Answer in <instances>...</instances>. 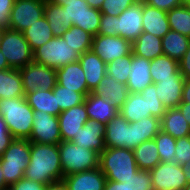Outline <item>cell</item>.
<instances>
[{"label": "cell", "mask_w": 190, "mask_h": 190, "mask_svg": "<svg viewBox=\"0 0 190 190\" xmlns=\"http://www.w3.org/2000/svg\"><path fill=\"white\" fill-rule=\"evenodd\" d=\"M24 177L44 185L63 180L59 144L31 142L30 162Z\"/></svg>", "instance_id": "1"}, {"label": "cell", "mask_w": 190, "mask_h": 190, "mask_svg": "<svg viewBox=\"0 0 190 190\" xmlns=\"http://www.w3.org/2000/svg\"><path fill=\"white\" fill-rule=\"evenodd\" d=\"M34 110L25 96L0 99V116L15 139H28L32 132Z\"/></svg>", "instance_id": "2"}, {"label": "cell", "mask_w": 190, "mask_h": 190, "mask_svg": "<svg viewBox=\"0 0 190 190\" xmlns=\"http://www.w3.org/2000/svg\"><path fill=\"white\" fill-rule=\"evenodd\" d=\"M165 110L166 108L156 96V85L152 83L141 93H129L126 102L119 109V113L129 123H134L148 116L161 119Z\"/></svg>", "instance_id": "3"}, {"label": "cell", "mask_w": 190, "mask_h": 190, "mask_svg": "<svg viewBox=\"0 0 190 190\" xmlns=\"http://www.w3.org/2000/svg\"><path fill=\"white\" fill-rule=\"evenodd\" d=\"M99 168L107 180L121 183L139 170L133 150L126 148H105L100 153Z\"/></svg>", "instance_id": "4"}, {"label": "cell", "mask_w": 190, "mask_h": 190, "mask_svg": "<svg viewBox=\"0 0 190 190\" xmlns=\"http://www.w3.org/2000/svg\"><path fill=\"white\" fill-rule=\"evenodd\" d=\"M31 142L28 139H14L0 158L5 183L10 186L24 177L30 162Z\"/></svg>", "instance_id": "5"}, {"label": "cell", "mask_w": 190, "mask_h": 190, "mask_svg": "<svg viewBox=\"0 0 190 190\" xmlns=\"http://www.w3.org/2000/svg\"><path fill=\"white\" fill-rule=\"evenodd\" d=\"M59 155L63 177L99 167L98 152L77 146L71 141L59 143Z\"/></svg>", "instance_id": "6"}, {"label": "cell", "mask_w": 190, "mask_h": 190, "mask_svg": "<svg viewBox=\"0 0 190 190\" xmlns=\"http://www.w3.org/2000/svg\"><path fill=\"white\" fill-rule=\"evenodd\" d=\"M80 54L76 52L63 37H53L51 40L33 52V61L53 69L77 62Z\"/></svg>", "instance_id": "7"}, {"label": "cell", "mask_w": 190, "mask_h": 190, "mask_svg": "<svg viewBox=\"0 0 190 190\" xmlns=\"http://www.w3.org/2000/svg\"><path fill=\"white\" fill-rule=\"evenodd\" d=\"M0 50L12 69H20L33 61V51L23 33L4 28L0 40Z\"/></svg>", "instance_id": "8"}, {"label": "cell", "mask_w": 190, "mask_h": 190, "mask_svg": "<svg viewBox=\"0 0 190 190\" xmlns=\"http://www.w3.org/2000/svg\"><path fill=\"white\" fill-rule=\"evenodd\" d=\"M25 94L35 90H51L57 84L56 69L34 61L19 69Z\"/></svg>", "instance_id": "9"}, {"label": "cell", "mask_w": 190, "mask_h": 190, "mask_svg": "<svg viewBox=\"0 0 190 190\" xmlns=\"http://www.w3.org/2000/svg\"><path fill=\"white\" fill-rule=\"evenodd\" d=\"M45 2L41 0H15L8 28L23 32L44 17Z\"/></svg>", "instance_id": "10"}, {"label": "cell", "mask_w": 190, "mask_h": 190, "mask_svg": "<svg viewBox=\"0 0 190 190\" xmlns=\"http://www.w3.org/2000/svg\"><path fill=\"white\" fill-rule=\"evenodd\" d=\"M149 172L154 190H183L188 184L183 167L175 162H160Z\"/></svg>", "instance_id": "11"}, {"label": "cell", "mask_w": 190, "mask_h": 190, "mask_svg": "<svg viewBox=\"0 0 190 190\" xmlns=\"http://www.w3.org/2000/svg\"><path fill=\"white\" fill-rule=\"evenodd\" d=\"M32 132L28 140L42 144L58 145L61 141L59 119L44 111H34Z\"/></svg>", "instance_id": "12"}, {"label": "cell", "mask_w": 190, "mask_h": 190, "mask_svg": "<svg viewBox=\"0 0 190 190\" xmlns=\"http://www.w3.org/2000/svg\"><path fill=\"white\" fill-rule=\"evenodd\" d=\"M91 50L106 64L132 52V43L120 36H93Z\"/></svg>", "instance_id": "13"}, {"label": "cell", "mask_w": 190, "mask_h": 190, "mask_svg": "<svg viewBox=\"0 0 190 190\" xmlns=\"http://www.w3.org/2000/svg\"><path fill=\"white\" fill-rule=\"evenodd\" d=\"M104 144L106 148L134 149L133 127L120 113L105 125Z\"/></svg>", "instance_id": "14"}, {"label": "cell", "mask_w": 190, "mask_h": 190, "mask_svg": "<svg viewBox=\"0 0 190 190\" xmlns=\"http://www.w3.org/2000/svg\"><path fill=\"white\" fill-rule=\"evenodd\" d=\"M143 3H135L117 16L116 36L133 43L143 33Z\"/></svg>", "instance_id": "15"}, {"label": "cell", "mask_w": 190, "mask_h": 190, "mask_svg": "<svg viewBox=\"0 0 190 190\" xmlns=\"http://www.w3.org/2000/svg\"><path fill=\"white\" fill-rule=\"evenodd\" d=\"M58 119L62 141H72L80 128L89 121L85 103L62 111L58 115Z\"/></svg>", "instance_id": "16"}, {"label": "cell", "mask_w": 190, "mask_h": 190, "mask_svg": "<svg viewBox=\"0 0 190 190\" xmlns=\"http://www.w3.org/2000/svg\"><path fill=\"white\" fill-rule=\"evenodd\" d=\"M184 77L178 71L171 78L160 79L156 85V96L166 109L177 108L182 100Z\"/></svg>", "instance_id": "17"}, {"label": "cell", "mask_w": 190, "mask_h": 190, "mask_svg": "<svg viewBox=\"0 0 190 190\" xmlns=\"http://www.w3.org/2000/svg\"><path fill=\"white\" fill-rule=\"evenodd\" d=\"M105 125L99 121H87L72 139L77 146L88 148L99 154L106 148L104 144Z\"/></svg>", "instance_id": "18"}, {"label": "cell", "mask_w": 190, "mask_h": 190, "mask_svg": "<svg viewBox=\"0 0 190 190\" xmlns=\"http://www.w3.org/2000/svg\"><path fill=\"white\" fill-rule=\"evenodd\" d=\"M106 181L99 167L63 177L68 190H104Z\"/></svg>", "instance_id": "19"}, {"label": "cell", "mask_w": 190, "mask_h": 190, "mask_svg": "<svg viewBox=\"0 0 190 190\" xmlns=\"http://www.w3.org/2000/svg\"><path fill=\"white\" fill-rule=\"evenodd\" d=\"M57 83L81 94H89L85 74L79 61L67 64L56 70Z\"/></svg>", "instance_id": "20"}, {"label": "cell", "mask_w": 190, "mask_h": 190, "mask_svg": "<svg viewBox=\"0 0 190 190\" xmlns=\"http://www.w3.org/2000/svg\"><path fill=\"white\" fill-rule=\"evenodd\" d=\"M151 61L132 53L130 75L127 88L129 93H141L145 87L151 85L153 80L150 75Z\"/></svg>", "instance_id": "21"}, {"label": "cell", "mask_w": 190, "mask_h": 190, "mask_svg": "<svg viewBox=\"0 0 190 190\" xmlns=\"http://www.w3.org/2000/svg\"><path fill=\"white\" fill-rule=\"evenodd\" d=\"M78 61L85 74L87 87L93 92L106 74V63L92 50L81 54Z\"/></svg>", "instance_id": "22"}, {"label": "cell", "mask_w": 190, "mask_h": 190, "mask_svg": "<svg viewBox=\"0 0 190 190\" xmlns=\"http://www.w3.org/2000/svg\"><path fill=\"white\" fill-rule=\"evenodd\" d=\"M142 19L143 32L162 38L170 31L167 12L163 10L143 3Z\"/></svg>", "instance_id": "23"}, {"label": "cell", "mask_w": 190, "mask_h": 190, "mask_svg": "<svg viewBox=\"0 0 190 190\" xmlns=\"http://www.w3.org/2000/svg\"><path fill=\"white\" fill-rule=\"evenodd\" d=\"M93 93L109 100L116 108L120 109L129 95L127 85L118 82L105 74Z\"/></svg>", "instance_id": "24"}, {"label": "cell", "mask_w": 190, "mask_h": 190, "mask_svg": "<svg viewBox=\"0 0 190 190\" xmlns=\"http://www.w3.org/2000/svg\"><path fill=\"white\" fill-rule=\"evenodd\" d=\"M85 105L89 120L99 121L106 125L113 117L119 113L109 100L90 92L85 98Z\"/></svg>", "instance_id": "25"}, {"label": "cell", "mask_w": 190, "mask_h": 190, "mask_svg": "<svg viewBox=\"0 0 190 190\" xmlns=\"http://www.w3.org/2000/svg\"><path fill=\"white\" fill-rule=\"evenodd\" d=\"M161 130L175 139L190 136V125L178 108L165 110L161 118Z\"/></svg>", "instance_id": "26"}, {"label": "cell", "mask_w": 190, "mask_h": 190, "mask_svg": "<svg viewBox=\"0 0 190 190\" xmlns=\"http://www.w3.org/2000/svg\"><path fill=\"white\" fill-rule=\"evenodd\" d=\"M25 96L22 76L19 69L0 71V99H12Z\"/></svg>", "instance_id": "27"}, {"label": "cell", "mask_w": 190, "mask_h": 190, "mask_svg": "<svg viewBox=\"0 0 190 190\" xmlns=\"http://www.w3.org/2000/svg\"><path fill=\"white\" fill-rule=\"evenodd\" d=\"M25 100L34 111H44L58 117L62 112L57 105L56 95L51 90H35L25 94Z\"/></svg>", "instance_id": "28"}, {"label": "cell", "mask_w": 190, "mask_h": 190, "mask_svg": "<svg viewBox=\"0 0 190 190\" xmlns=\"http://www.w3.org/2000/svg\"><path fill=\"white\" fill-rule=\"evenodd\" d=\"M162 38L151 33L143 32L133 43L132 53L135 56L143 57L152 61L156 57L163 55Z\"/></svg>", "instance_id": "29"}, {"label": "cell", "mask_w": 190, "mask_h": 190, "mask_svg": "<svg viewBox=\"0 0 190 190\" xmlns=\"http://www.w3.org/2000/svg\"><path fill=\"white\" fill-rule=\"evenodd\" d=\"M161 44L163 54L179 62L189 47L190 38L170 30L162 37Z\"/></svg>", "instance_id": "30"}, {"label": "cell", "mask_w": 190, "mask_h": 190, "mask_svg": "<svg viewBox=\"0 0 190 190\" xmlns=\"http://www.w3.org/2000/svg\"><path fill=\"white\" fill-rule=\"evenodd\" d=\"M136 165L141 170H151L161 162L155 140H147L133 149Z\"/></svg>", "instance_id": "31"}, {"label": "cell", "mask_w": 190, "mask_h": 190, "mask_svg": "<svg viewBox=\"0 0 190 190\" xmlns=\"http://www.w3.org/2000/svg\"><path fill=\"white\" fill-rule=\"evenodd\" d=\"M22 33L33 52L54 37L45 17L31 24Z\"/></svg>", "instance_id": "32"}, {"label": "cell", "mask_w": 190, "mask_h": 190, "mask_svg": "<svg viewBox=\"0 0 190 190\" xmlns=\"http://www.w3.org/2000/svg\"><path fill=\"white\" fill-rule=\"evenodd\" d=\"M133 127L134 145H140L142 142L152 140L161 131V119L148 116L131 123Z\"/></svg>", "instance_id": "33"}, {"label": "cell", "mask_w": 190, "mask_h": 190, "mask_svg": "<svg viewBox=\"0 0 190 190\" xmlns=\"http://www.w3.org/2000/svg\"><path fill=\"white\" fill-rule=\"evenodd\" d=\"M44 17L48 21L54 37H61L73 26V24L66 23L64 8L51 2H45Z\"/></svg>", "instance_id": "34"}, {"label": "cell", "mask_w": 190, "mask_h": 190, "mask_svg": "<svg viewBox=\"0 0 190 190\" xmlns=\"http://www.w3.org/2000/svg\"><path fill=\"white\" fill-rule=\"evenodd\" d=\"M178 71L179 62L167 55H160L151 61L150 75L154 84L159 82L160 79L171 78Z\"/></svg>", "instance_id": "35"}, {"label": "cell", "mask_w": 190, "mask_h": 190, "mask_svg": "<svg viewBox=\"0 0 190 190\" xmlns=\"http://www.w3.org/2000/svg\"><path fill=\"white\" fill-rule=\"evenodd\" d=\"M170 30L190 38V7L182 4L167 12Z\"/></svg>", "instance_id": "36"}, {"label": "cell", "mask_w": 190, "mask_h": 190, "mask_svg": "<svg viewBox=\"0 0 190 190\" xmlns=\"http://www.w3.org/2000/svg\"><path fill=\"white\" fill-rule=\"evenodd\" d=\"M62 37L80 55L91 50L93 35L77 26L73 25Z\"/></svg>", "instance_id": "37"}, {"label": "cell", "mask_w": 190, "mask_h": 190, "mask_svg": "<svg viewBox=\"0 0 190 190\" xmlns=\"http://www.w3.org/2000/svg\"><path fill=\"white\" fill-rule=\"evenodd\" d=\"M54 95H56L57 105H59L60 110L64 111L77 106L85 102V98L88 94H81L76 91L67 89L59 85L58 83L52 89Z\"/></svg>", "instance_id": "38"}, {"label": "cell", "mask_w": 190, "mask_h": 190, "mask_svg": "<svg viewBox=\"0 0 190 190\" xmlns=\"http://www.w3.org/2000/svg\"><path fill=\"white\" fill-rule=\"evenodd\" d=\"M132 62V52L124 57L117 58L116 60L106 64L107 76L114 78L118 82L127 84L130 75Z\"/></svg>", "instance_id": "39"}, {"label": "cell", "mask_w": 190, "mask_h": 190, "mask_svg": "<svg viewBox=\"0 0 190 190\" xmlns=\"http://www.w3.org/2000/svg\"><path fill=\"white\" fill-rule=\"evenodd\" d=\"M62 7L65 10L66 23L82 29L84 13L89 4L85 0H66Z\"/></svg>", "instance_id": "40"}, {"label": "cell", "mask_w": 190, "mask_h": 190, "mask_svg": "<svg viewBox=\"0 0 190 190\" xmlns=\"http://www.w3.org/2000/svg\"><path fill=\"white\" fill-rule=\"evenodd\" d=\"M161 162H173L176 139L162 130L154 137Z\"/></svg>", "instance_id": "41"}, {"label": "cell", "mask_w": 190, "mask_h": 190, "mask_svg": "<svg viewBox=\"0 0 190 190\" xmlns=\"http://www.w3.org/2000/svg\"><path fill=\"white\" fill-rule=\"evenodd\" d=\"M101 11L97 8L88 7L84 13L83 26L84 31L89 32L91 35H98L100 28Z\"/></svg>", "instance_id": "42"}, {"label": "cell", "mask_w": 190, "mask_h": 190, "mask_svg": "<svg viewBox=\"0 0 190 190\" xmlns=\"http://www.w3.org/2000/svg\"><path fill=\"white\" fill-rule=\"evenodd\" d=\"M175 148L173 162L180 166L190 162V136L177 138Z\"/></svg>", "instance_id": "43"}, {"label": "cell", "mask_w": 190, "mask_h": 190, "mask_svg": "<svg viewBox=\"0 0 190 190\" xmlns=\"http://www.w3.org/2000/svg\"><path fill=\"white\" fill-rule=\"evenodd\" d=\"M133 0H104L100 7L102 14L119 16L121 12L134 5Z\"/></svg>", "instance_id": "44"}, {"label": "cell", "mask_w": 190, "mask_h": 190, "mask_svg": "<svg viewBox=\"0 0 190 190\" xmlns=\"http://www.w3.org/2000/svg\"><path fill=\"white\" fill-rule=\"evenodd\" d=\"M132 189L154 190L149 170L139 169L138 171H136L135 175L132 176Z\"/></svg>", "instance_id": "45"}, {"label": "cell", "mask_w": 190, "mask_h": 190, "mask_svg": "<svg viewBox=\"0 0 190 190\" xmlns=\"http://www.w3.org/2000/svg\"><path fill=\"white\" fill-rule=\"evenodd\" d=\"M116 20L117 16L113 17L112 15L102 14L98 34L105 36H116Z\"/></svg>", "instance_id": "46"}, {"label": "cell", "mask_w": 190, "mask_h": 190, "mask_svg": "<svg viewBox=\"0 0 190 190\" xmlns=\"http://www.w3.org/2000/svg\"><path fill=\"white\" fill-rule=\"evenodd\" d=\"M45 188L46 185L23 177L10 185L8 190H45Z\"/></svg>", "instance_id": "47"}, {"label": "cell", "mask_w": 190, "mask_h": 190, "mask_svg": "<svg viewBox=\"0 0 190 190\" xmlns=\"http://www.w3.org/2000/svg\"><path fill=\"white\" fill-rule=\"evenodd\" d=\"M15 138L9 132L6 123L0 116V158Z\"/></svg>", "instance_id": "48"}, {"label": "cell", "mask_w": 190, "mask_h": 190, "mask_svg": "<svg viewBox=\"0 0 190 190\" xmlns=\"http://www.w3.org/2000/svg\"><path fill=\"white\" fill-rule=\"evenodd\" d=\"M14 1L15 0H0V27L8 28Z\"/></svg>", "instance_id": "49"}, {"label": "cell", "mask_w": 190, "mask_h": 190, "mask_svg": "<svg viewBox=\"0 0 190 190\" xmlns=\"http://www.w3.org/2000/svg\"><path fill=\"white\" fill-rule=\"evenodd\" d=\"M144 3L165 12H169L171 9L181 6L183 0H145Z\"/></svg>", "instance_id": "50"}, {"label": "cell", "mask_w": 190, "mask_h": 190, "mask_svg": "<svg viewBox=\"0 0 190 190\" xmlns=\"http://www.w3.org/2000/svg\"><path fill=\"white\" fill-rule=\"evenodd\" d=\"M104 190H133L132 177L129 178L128 180H125V182L123 183L107 180L105 183Z\"/></svg>", "instance_id": "51"}, {"label": "cell", "mask_w": 190, "mask_h": 190, "mask_svg": "<svg viewBox=\"0 0 190 190\" xmlns=\"http://www.w3.org/2000/svg\"><path fill=\"white\" fill-rule=\"evenodd\" d=\"M179 71L184 79H190V44L186 53L179 61Z\"/></svg>", "instance_id": "52"}, {"label": "cell", "mask_w": 190, "mask_h": 190, "mask_svg": "<svg viewBox=\"0 0 190 190\" xmlns=\"http://www.w3.org/2000/svg\"><path fill=\"white\" fill-rule=\"evenodd\" d=\"M181 103H190V79H185Z\"/></svg>", "instance_id": "53"}, {"label": "cell", "mask_w": 190, "mask_h": 190, "mask_svg": "<svg viewBox=\"0 0 190 190\" xmlns=\"http://www.w3.org/2000/svg\"><path fill=\"white\" fill-rule=\"evenodd\" d=\"M190 125V103H180L177 107Z\"/></svg>", "instance_id": "54"}, {"label": "cell", "mask_w": 190, "mask_h": 190, "mask_svg": "<svg viewBox=\"0 0 190 190\" xmlns=\"http://www.w3.org/2000/svg\"><path fill=\"white\" fill-rule=\"evenodd\" d=\"M45 190H68L66 184L62 181H57L47 184Z\"/></svg>", "instance_id": "55"}, {"label": "cell", "mask_w": 190, "mask_h": 190, "mask_svg": "<svg viewBox=\"0 0 190 190\" xmlns=\"http://www.w3.org/2000/svg\"><path fill=\"white\" fill-rule=\"evenodd\" d=\"M4 69H10V66L7 63V60L3 55L2 51L0 50V71Z\"/></svg>", "instance_id": "56"}, {"label": "cell", "mask_w": 190, "mask_h": 190, "mask_svg": "<svg viewBox=\"0 0 190 190\" xmlns=\"http://www.w3.org/2000/svg\"><path fill=\"white\" fill-rule=\"evenodd\" d=\"M90 7L100 9L104 0H85Z\"/></svg>", "instance_id": "57"}, {"label": "cell", "mask_w": 190, "mask_h": 190, "mask_svg": "<svg viewBox=\"0 0 190 190\" xmlns=\"http://www.w3.org/2000/svg\"><path fill=\"white\" fill-rule=\"evenodd\" d=\"M183 167V173L186 177V180L188 183H190V162H188L187 164H185Z\"/></svg>", "instance_id": "58"}, {"label": "cell", "mask_w": 190, "mask_h": 190, "mask_svg": "<svg viewBox=\"0 0 190 190\" xmlns=\"http://www.w3.org/2000/svg\"><path fill=\"white\" fill-rule=\"evenodd\" d=\"M8 189H9V186L4 181V176H3L2 168L0 165V190H8Z\"/></svg>", "instance_id": "59"}, {"label": "cell", "mask_w": 190, "mask_h": 190, "mask_svg": "<svg viewBox=\"0 0 190 190\" xmlns=\"http://www.w3.org/2000/svg\"><path fill=\"white\" fill-rule=\"evenodd\" d=\"M66 0H46V2H51L56 5L62 6Z\"/></svg>", "instance_id": "60"}, {"label": "cell", "mask_w": 190, "mask_h": 190, "mask_svg": "<svg viewBox=\"0 0 190 190\" xmlns=\"http://www.w3.org/2000/svg\"><path fill=\"white\" fill-rule=\"evenodd\" d=\"M183 4L187 5L190 7V0H183Z\"/></svg>", "instance_id": "61"}, {"label": "cell", "mask_w": 190, "mask_h": 190, "mask_svg": "<svg viewBox=\"0 0 190 190\" xmlns=\"http://www.w3.org/2000/svg\"><path fill=\"white\" fill-rule=\"evenodd\" d=\"M183 190H190V183H188Z\"/></svg>", "instance_id": "62"}, {"label": "cell", "mask_w": 190, "mask_h": 190, "mask_svg": "<svg viewBox=\"0 0 190 190\" xmlns=\"http://www.w3.org/2000/svg\"><path fill=\"white\" fill-rule=\"evenodd\" d=\"M135 3H144L145 0H133Z\"/></svg>", "instance_id": "63"}, {"label": "cell", "mask_w": 190, "mask_h": 190, "mask_svg": "<svg viewBox=\"0 0 190 190\" xmlns=\"http://www.w3.org/2000/svg\"><path fill=\"white\" fill-rule=\"evenodd\" d=\"M3 27H0V40H1V36H2V33H3Z\"/></svg>", "instance_id": "64"}]
</instances>
